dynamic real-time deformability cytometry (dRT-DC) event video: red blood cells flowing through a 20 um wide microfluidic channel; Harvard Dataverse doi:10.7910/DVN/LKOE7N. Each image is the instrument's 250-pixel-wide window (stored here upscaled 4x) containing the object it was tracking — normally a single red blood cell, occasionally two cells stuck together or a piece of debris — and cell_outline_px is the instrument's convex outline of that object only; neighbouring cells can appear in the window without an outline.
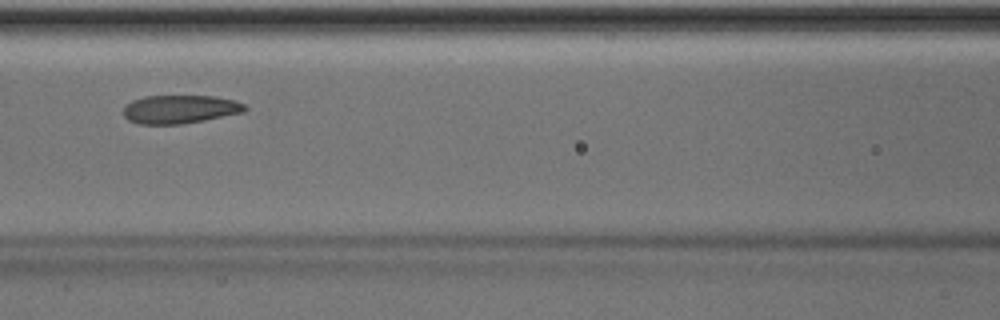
{"species": "Egyptian fruit bat (a non-hibernating species)", "species_latin": "Rousettus aegyptiacus", "temperature_condition": "room temperature", "stored_images_in_passage": 40, "camera_frame_rate_fps": 3000, "um_per_image_px": 0.085, "animal": {"sex": "male"}, "frame": {"image": 1, "passage_image": 12, "time_ms": 3.667, "image_size_px": [1000, 320], "cell_outline_px": [[248, 108], [244, 112], [204, 120], [180, 124], [140, 124], [128, 120], [124, 116], [124, 104], [132, 100], [144, 96], [212, 96], [236, 100], [244, 104]], "centroid_in_image_um": [15.28, 9.28], "position_along_channel_um": 151.3, "area_um2": 20.17}, "authors_computed_cell_mechanics": {"area_um2": 20.7213, "velocity_mm_per_s": 3.9923, "shape_relaxation_time_tau1_ms": 11.1682, "shape_relaxation_time_tau2_ms": 1.3751, "deformation_change_tau1": 0.2219, "deformation_change_tau2": 0.0702}}